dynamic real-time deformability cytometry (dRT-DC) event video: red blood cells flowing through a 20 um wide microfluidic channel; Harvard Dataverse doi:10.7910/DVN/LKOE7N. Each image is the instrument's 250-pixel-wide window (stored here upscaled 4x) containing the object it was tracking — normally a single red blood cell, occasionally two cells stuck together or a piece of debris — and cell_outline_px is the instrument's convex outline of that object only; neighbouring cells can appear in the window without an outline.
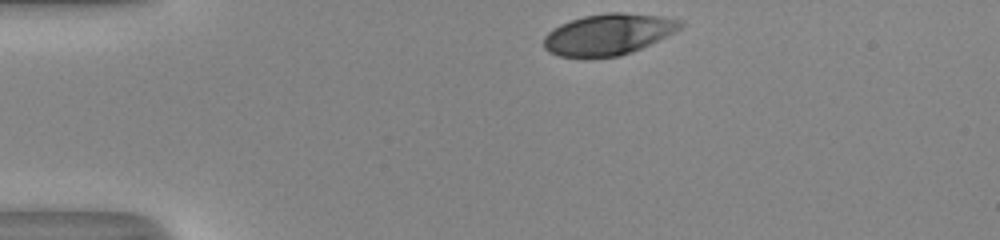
{"species": "human", "species_latin": "Homo sapiens", "temperature_condition": "room temperature", "stored_images_in_passage": 32, "camera_frame_rate_fps": 3000, "um_per_image_px": 0.085, "donor": {"sex": "male"}, "frame": {"image": 1, "passage_image": 1, "time_ms": 0.0, "image_size_px": [1000, 240], "cell_outline_px": [[684, 24], [676, 32], [632, 52], [620, 56], [560, 56], [548, 52], [544, 48], [544, 36], [552, 28], [560, 24], [584, 16], [608, 12], [620, 12], [660, 16], [684, 20]], "centroid_in_image_um": [51.73, 2.9], "position_along_channel_um": 33.3, "area_um2": 32.6}}
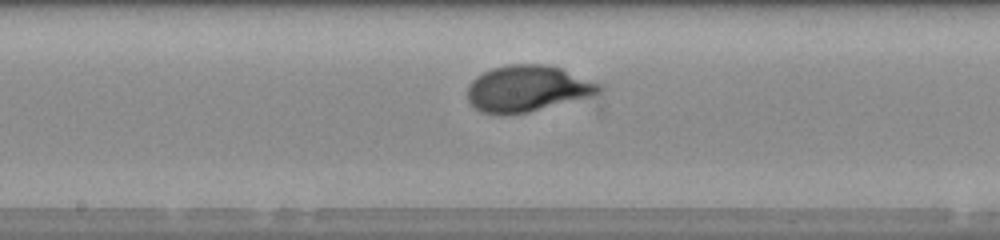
{"frame": {"image": 2, "passage_image": 18, "time_ms": 5.667, "image_size_px": [1000, 240], "cell_outline_px": [[604, 92], [592, 96], [528, 112], [500, 116], [480, 112], [468, 100], [468, 84], [476, 76], [492, 68], [508, 64], [544, 64], [560, 68], [600, 84], [604, 88]], "centroid_in_image_um": [44.82, 7.54], "position_along_channel_um": 203.4, "area_um2": 35.66}}
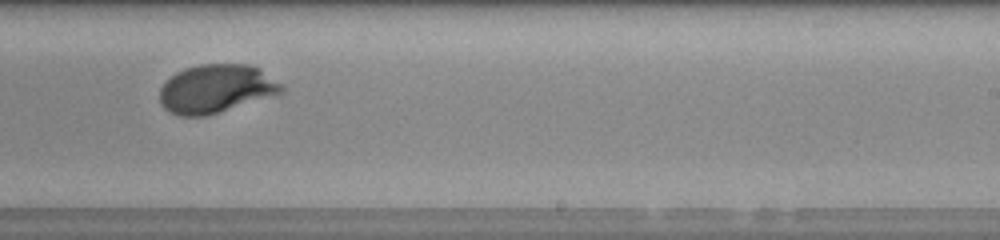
{"frame": {"image": 3, "passage_image": 23, "time_ms": 7.333, "image_size_px": [1000, 240], "cell_outline_px": [[284, 92], [204, 116], [176, 116], [168, 112], [160, 104], [160, 88], [176, 72], [184, 68], [200, 64], [248, 64], [260, 68], [280, 84], [284, 88]], "centroid_in_image_um": [18.33, 7.54], "position_along_channel_um": 270.7, "area_um2": 34.1}, "authors_computed_cell_mechanics": {"area_um2": 34.4777, "velocity_mm_per_s": 4.0504, "shape_relaxation_time_tau1_ms": 2.8637, "shape_relaxation_time_tau2_ms": null, "deformation_change_tau1": 0.1859, "deformation_change_tau2": null}}